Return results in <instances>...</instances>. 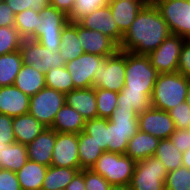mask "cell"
Returning <instances> with one entry per match:
<instances>
[{"label":"cell","mask_w":190,"mask_h":190,"mask_svg":"<svg viewBox=\"0 0 190 190\" xmlns=\"http://www.w3.org/2000/svg\"><path fill=\"white\" fill-rule=\"evenodd\" d=\"M165 188L167 190H190V169L182 166L169 171L165 180Z\"/></svg>","instance_id":"cell-40"},{"label":"cell","mask_w":190,"mask_h":190,"mask_svg":"<svg viewBox=\"0 0 190 190\" xmlns=\"http://www.w3.org/2000/svg\"><path fill=\"white\" fill-rule=\"evenodd\" d=\"M51 165L55 167L80 168L78 134L56 132Z\"/></svg>","instance_id":"cell-15"},{"label":"cell","mask_w":190,"mask_h":190,"mask_svg":"<svg viewBox=\"0 0 190 190\" xmlns=\"http://www.w3.org/2000/svg\"><path fill=\"white\" fill-rule=\"evenodd\" d=\"M23 64L46 74L50 69L64 67L65 61L59 50L51 51L35 40L25 39L19 48Z\"/></svg>","instance_id":"cell-10"},{"label":"cell","mask_w":190,"mask_h":190,"mask_svg":"<svg viewBox=\"0 0 190 190\" xmlns=\"http://www.w3.org/2000/svg\"><path fill=\"white\" fill-rule=\"evenodd\" d=\"M47 166L28 160L16 172L21 190H42Z\"/></svg>","instance_id":"cell-27"},{"label":"cell","mask_w":190,"mask_h":190,"mask_svg":"<svg viewBox=\"0 0 190 190\" xmlns=\"http://www.w3.org/2000/svg\"><path fill=\"white\" fill-rule=\"evenodd\" d=\"M13 85L29 97L34 96L46 87L45 74L30 65L23 64Z\"/></svg>","instance_id":"cell-25"},{"label":"cell","mask_w":190,"mask_h":190,"mask_svg":"<svg viewBox=\"0 0 190 190\" xmlns=\"http://www.w3.org/2000/svg\"><path fill=\"white\" fill-rule=\"evenodd\" d=\"M56 140V131L45 128L27 147L28 160L51 166L53 147Z\"/></svg>","instance_id":"cell-19"},{"label":"cell","mask_w":190,"mask_h":190,"mask_svg":"<svg viewBox=\"0 0 190 190\" xmlns=\"http://www.w3.org/2000/svg\"><path fill=\"white\" fill-rule=\"evenodd\" d=\"M41 25L36 28L35 41L51 51H58L61 43V31L69 22L68 16L49 5L39 8Z\"/></svg>","instance_id":"cell-6"},{"label":"cell","mask_w":190,"mask_h":190,"mask_svg":"<svg viewBox=\"0 0 190 190\" xmlns=\"http://www.w3.org/2000/svg\"><path fill=\"white\" fill-rule=\"evenodd\" d=\"M159 139L138 130V132L128 141L126 155L135 162L154 156L158 147Z\"/></svg>","instance_id":"cell-22"},{"label":"cell","mask_w":190,"mask_h":190,"mask_svg":"<svg viewBox=\"0 0 190 190\" xmlns=\"http://www.w3.org/2000/svg\"><path fill=\"white\" fill-rule=\"evenodd\" d=\"M104 151L84 130L78 134L80 169H91Z\"/></svg>","instance_id":"cell-29"},{"label":"cell","mask_w":190,"mask_h":190,"mask_svg":"<svg viewBox=\"0 0 190 190\" xmlns=\"http://www.w3.org/2000/svg\"><path fill=\"white\" fill-rule=\"evenodd\" d=\"M59 52L65 63L85 53L78 39V23L68 22L62 29Z\"/></svg>","instance_id":"cell-28"},{"label":"cell","mask_w":190,"mask_h":190,"mask_svg":"<svg viewBox=\"0 0 190 190\" xmlns=\"http://www.w3.org/2000/svg\"><path fill=\"white\" fill-rule=\"evenodd\" d=\"M166 21L171 34L190 36V0H151Z\"/></svg>","instance_id":"cell-9"},{"label":"cell","mask_w":190,"mask_h":190,"mask_svg":"<svg viewBox=\"0 0 190 190\" xmlns=\"http://www.w3.org/2000/svg\"><path fill=\"white\" fill-rule=\"evenodd\" d=\"M23 65L20 51L0 56V87L11 86Z\"/></svg>","instance_id":"cell-31"},{"label":"cell","mask_w":190,"mask_h":190,"mask_svg":"<svg viewBox=\"0 0 190 190\" xmlns=\"http://www.w3.org/2000/svg\"><path fill=\"white\" fill-rule=\"evenodd\" d=\"M106 59L96 54L84 53L73 61L66 62L65 67L73 81V90L93 87L94 76L100 64Z\"/></svg>","instance_id":"cell-13"},{"label":"cell","mask_w":190,"mask_h":190,"mask_svg":"<svg viewBox=\"0 0 190 190\" xmlns=\"http://www.w3.org/2000/svg\"><path fill=\"white\" fill-rule=\"evenodd\" d=\"M75 0H50V5L64 12L67 16L71 13Z\"/></svg>","instance_id":"cell-50"},{"label":"cell","mask_w":190,"mask_h":190,"mask_svg":"<svg viewBox=\"0 0 190 190\" xmlns=\"http://www.w3.org/2000/svg\"><path fill=\"white\" fill-rule=\"evenodd\" d=\"M178 72L190 78V42L186 39L178 60Z\"/></svg>","instance_id":"cell-46"},{"label":"cell","mask_w":190,"mask_h":190,"mask_svg":"<svg viewBox=\"0 0 190 190\" xmlns=\"http://www.w3.org/2000/svg\"><path fill=\"white\" fill-rule=\"evenodd\" d=\"M173 119L176 129L188 130L190 127V107L186 102L177 105L168 111Z\"/></svg>","instance_id":"cell-41"},{"label":"cell","mask_w":190,"mask_h":190,"mask_svg":"<svg viewBox=\"0 0 190 190\" xmlns=\"http://www.w3.org/2000/svg\"><path fill=\"white\" fill-rule=\"evenodd\" d=\"M170 35L166 21L150 0L138 12L131 27L123 35L119 50L148 55Z\"/></svg>","instance_id":"cell-1"},{"label":"cell","mask_w":190,"mask_h":190,"mask_svg":"<svg viewBox=\"0 0 190 190\" xmlns=\"http://www.w3.org/2000/svg\"><path fill=\"white\" fill-rule=\"evenodd\" d=\"M85 121L81 114L65 103L56 113L51 129L59 133L79 134L85 128Z\"/></svg>","instance_id":"cell-24"},{"label":"cell","mask_w":190,"mask_h":190,"mask_svg":"<svg viewBox=\"0 0 190 190\" xmlns=\"http://www.w3.org/2000/svg\"><path fill=\"white\" fill-rule=\"evenodd\" d=\"M149 1L109 0V8L118 29L124 35L131 27L138 12Z\"/></svg>","instance_id":"cell-21"},{"label":"cell","mask_w":190,"mask_h":190,"mask_svg":"<svg viewBox=\"0 0 190 190\" xmlns=\"http://www.w3.org/2000/svg\"><path fill=\"white\" fill-rule=\"evenodd\" d=\"M0 190H21L16 172L0 168Z\"/></svg>","instance_id":"cell-44"},{"label":"cell","mask_w":190,"mask_h":190,"mask_svg":"<svg viewBox=\"0 0 190 190\" xmlns=\"http://www.w3.org/2000/svg\"><path fill=\"white\" fill-rule=\"evenodd\" d=\"M109 4V0H75L73 9L68 15L69 23H78L85 16L98 8Z\"/></svg>","instance_id":"cell-38"},{"label":"cell","mask_w":190,"mask_h":190,"mask_svg":"<svg viewBox=\"0 0 190 190\" xmlns=\"http://www.w3.org/2000/svg\"><path fill=\"white\" fill-rule=\"evenodd\" d=\"M138 128L159 140L169 139L176 130L169 113L152 106L138 115Z\"/></svg>","instance_id":"cell-14"},{"label":"cell","mask_w":190,"mask_h":190,"mask_svg":"<svg viewBox=\"0 0 190 190\" xmlns=\"http://www.w3.org/2000/svg\"><path fill=\"white\" fill-rule=\"evenodd\" d=\"M23 40L15 26L0 27V56L18 51Z\"/></svg>","instance_id":"cell-39"},{"label":"cell","mask_w":190,"mask_h":190,"mask_svg":"<svg viewBox=\"0 0 190 190\" xmlns=\"http://www.w3.org/2000/svg\"><path fill=\"white\" fill-rule=\"evenodd\" d=\"M13 117L0 114V142L6 144H13L16 142L13 132Z\"/></svg>","instance_id":"cell-43"},{"label":"cell","mask_w":190,"mask_h":190,"mask_svg":"<svg viewBox=\"0 0 190 190\" xmlns=\"http://www.w3.org/2000/svg\"><path fill=\"white\" fill-rule=\"evenodd\" d=\"M118 94L103 88H95L98 118L109 119L118 105Z\"/></svg>","instance_id":"cell-36"},{"label":"cell","mask_w":190,"mask_h":190,"mask_svg":"<svg viewBox=\"0 0 190 190\" xmlns=\"http://www.w3.org/2000/svg\"><path fill=\"white\" fill-rule=\"evenodd\" d=\"M78 39L85 53L102 57L114 55L119 46L109 37L97 30L84 28L78 23Z\"/></svg>","instance_id":"cell-17"},{"label":"cell","mask_w":190,"mask_h":190,"mask_svg":"<svg viewBox=\"0 0 190 190\" xmlns=\"http://www.w3.org/2000/svg\"><path fill=\"white\" fill-rule=\"evenodd\" d=\"M65 104V94L44 87L30 97L29 114L34 116L46 128H51L56 113Z\"/></svg>","instance_id":"cell-11"},{"label":"cell","mask_w":190,"mask_h":190,"mask_svg":"<svg viewBox=\"0 0 190 190\" xmlns=\"http://www.w3.org/2000/svg\"><path fill=\"white\" fill-rule=\"evenodd\" d=\"M136 162L126 154L103 152L91 168L111 185L130 184Z\"/></svg>","instance_id":"cell-5"},{"label":"cell","mask_w":190,"mask_h":190,"mask_svg":"<svg viewBox=\"0 0 190 190\" xmlns=\"http://www.w3.org/2000/svg\"><path fill=\"white\" fill-rule=\"evenodd\" d=\"M132 107L136 114L148 110L151 107L150 97L146 93L127 91L125 87L118 94V105Z\"/></svg>","instance_id":"cell-35"},{"label":"cell","mask_w":190,"mask_h":190,"mask_svg":"<svg viewBox=\"0 0 190 190\" xmlns=\"http://www.w3.org/2000/svg\"><path fill=\"white\" fill-rule=\"evenodd\" d=\"M189 78L180 72L159 74L150 98L152 107L166 112L186 101Z\"/></svg>","instance_id":"cell-3"},{"label":"cell","mask_w":190,"mask_h":190,"mask_svg":"<svg viewBox=\"0 0 190 190\" xmlns=\"http://www.w3.org/2000/svg\"><path fill=\"white\" fill-rule=\"evenodd\" d=\"M8 6L11 8V10L14 12V14L21 13L24 10L32 9L33 3L31 0H3Z\"/></svg>","instance_id":"cell-48"},{"label":"cell","mask_w":190,"mask_h":190,"mask_svg":"<svg viewBox=\"0 0 190 190\" xmlns=\"http://www.w3.org/2000/svg\"><path fill=\"white\" fill-rule=\"evenodd\" d=\"M15 14L3 0H0V27L14 26Z\"/></svg>","instance_id":"cell-47"},{"label":"cell","mask_w":190,"mask_h":190,"mask_svg":"<svg viewBox=\"0 0 190 190\" xmlns=\"http://www.w3.org/2000/svg\"><path fill=\"white\" fill-rule=\"evenodd\" d=\"M80 168L49 166L44 178L42 190L65 189Z\"/></svg>","instance_id":"cell-30"},{"label":"cell","mask_w":190,"mask_h":190,"mask_svg":"<svg viewBox=\"0 0 190 190\" xmlns=\"http://www.w3.org/2000/svg\"><path fill=\"white\" fill-rule=\"evenodd\" d=\"M185 102L190 107V78H189V82H188L187 95H186V101Z\"/></svg>","instance_id":"cell-54"},{"label":"cell","mask_w":190,"mask_h":190,"mask_svg":"<svg viewBox=\"0 0 190 190\" xmlns=\"http://www.w3.org/2000/svg\"><path fill=\"white\" fill-rule=\"evenodd\" d=\"M65 190H86L84 180V169L78 171Z\"/></svg>","instance_id":"cell-49"},{"label":"cell","mask_w":190,"mask_h":190,"mask_svg":"<svg viewBox=\"0 0 190 190\" xmlns=\"http://www.w3.org/2000/svg\"><path fill=\"white\" fill-rule=\"evenodd\" d=\"M40 25L39 8L27 9L15 15L14 26L24 40H34L36 28Z\"/></svg>","instance_id":"cell-32"},{"label":"cell","mask_w":190,"mask_h":190,"mask_svg":"<svg viewBox=\"0 0 190 190\" xmlns=\"http://www.w3.org/2000/svg\"><path fill=\"white\" fill-rule=\"evenodd\" d=\"M110 190H131L130 184L126 185H112Z\"/></svg>","instance_id":"cell-53"},{"label":"cell","mask_w":190,"mask_h":190,"mask_svg":"<svg viewBox=\"0 0 190 190\" xmlns=\"http://www.w3.org/2000/svg\"><path fill=\"white\" fill-rule=\"evenodd\" d=\"M33 3V8H40L50 5V0H31Z\"/></svg>","instance_id":"cell-52"},{"label":"cell","mask_w":190,"mask_h":190,"mask_svg":"<svg viewBox=\"0 0 190 190\" xmlns=\"http://www.w3.org/2000/svg\"><path fill=\"white\" fill-rule=\"evenodd\" d=\"M138 130V114L134 109L117 106L107 119V152L125 154L129 139Z\"/></svg>","instance_id":"cell-2"},{"label":"cell","mask_w":190,"mask_h":190,"mask_svg":"<svg viewBox=\"0 0 190 190\" xmlns=\"http://www.w3.org/2000/svg\"><path fill=\"white\" fill-rule=\"evenodd\" d=\"M46 87L57 90L61 93H69L73 90V81L67 68L60 67L56 69H50L45 74Z\"/></svg>","instance_id":"cell-34"},{"label":"cell","mask_w":190,"mask_h":190,"mask_svg":"<svg viewBox=\"0 0 190 190\" xmlns=\"http://www.w3.org/2000/svg\"><path fill=\"white\" fill-rule=\"evenodd\" d=\"M170 140L182 153L190 148V133L188 130L176 129L171 134Z\"/></svg>","instance_id":"cell-45"},{"label":"cell","mask_w":190,"mask_h":190,"mask_svg":"<svg viewBox=\"0 0 190 190\" xmlns=\"http://www.w3.org/2000/svg\"><path fill=\"white\" fill-rule=\"evenodd\" d=\"M27 161L26 145L17 142L13 144L0 142V168L17 172Z\"/></svg>","instance_id":"cell-26"},{"label":"cell","mask_w":190,"mask_h":190,"mask_svg":"<svg viewBox=\"0 0 190 190\" xmlns=\"http://www.w3.org/2000/svg\"><path fill=\"white\" fill-rule=\"evenodd\" d=\"M84 180L86 190H110L111 184L92 169H84Z\"/></svg>","instance_id":"cell-42"},{"label":"cell","mask_w":190,"mask_h":190,"mask_svg":"<svg viewBox=\"0 0 190 190\" xmlns=\"http://www.w3.org/2000/svg\"><path fill=\"white\" fill-rule=\"evenodd\" d=\"M186 40H187L188 42H190V36H189L188 38H186Z\"/></svg>","instance_id":"cell-56"},{"label":"cell","mask_w":190,"mask_h":190,"mask_svg":"<svg viewBox=\"0 0 190 190\" xmlns=\"http://www.w3.org/2000/svg\"><path fill=\"white\" fill-rule=\"evenodd\" d=\"M167 174L165 166L155 156L138 161L130 182L131 190H162Z\"/></svg>","instance_id":"cell-7"},{"label":"cell","mask_w":190,"mask_h":190,"mask_svg":"<svg viewBox=\"0 0 190 190\" xmlns=\"http://www.w3.org/2000/svg\"><path fill=\"white\" fill-rule=\"evenodd\" d=\"M182 165H183V167L190 169V148L183 153Z\"/></svg>","instance_id":"cell-51"},{"label":"cell","mask_w":190,"mask_h":190,"mask_svg":"<svg viewBox=\"0 0 190 190\" xmlns=\"http://www.w3.org/2000/svg\"><path fill=\"white\" fill-rule=\"evenodd\" d=\"M185 38L171 34L147 56L159 74L178 72V60Z\"/></svg>","instance_id":"cell-12"},{"label":"cell","mask_w":190,"mask_h":190,"mask_svg":"<svg viewBox=\"0 0 190 190\" xmlns=\"http://www.w3.org/2000/svg\"><path fill=\"white\" fill-rule=\"evenodd\" d=\"M125 85L127 91L146 93L150 98L159 75L147 55L126 52Z\"/></svg>","instance_id":"cell-4"},{"label":"cell","mask_w":190,"mask_h":190,"mask_svg":"<svg viewBox=\"0 0 190 190\" xmlns=\"http://www.w3.org/2000/svg\"><path fill=\"white\" fill-rule=\"evenodd\" d=\"M12 127L16 142L26 146L46 128L29 113L13 117Z\"/></svg>","instance_id":"cell-23"},{"label":"cell","mask_w":190,"mask_h":190,"mask_svg":"<svg viewBox=\"0 0 190 190\" xmlns=\"http://www.w3.org/2000/svg\"><path fill=\"white\" fill-rule=\"evenodd\" d=\"M126 51L106 57L94 76L93 87L119 93L125 85Z\"/></svg>","instance_id":"cell-8"},{"label":"cell","mask_w":190,"mask_h":190,"mask_svg":"<svg viewBox=\"0 0 190 190\" xmlns=\"http://www.w3.org/2000/svg\"><path fill=\"white\" fill-rule=\"evenodd\" d=\"M30 97L14 85L0 87V114L11 117L29 113Z\"/></svg>","instance_id":"cell-18"},{"label":"cell","mask_w":190,"mask_h":190,"mask_svg":"<svg viewBox=\"0 0 190 190\" xmlns=\"http://www.w3.org/2000/svg\"><path fill=\"white\" fill-rule=\"evenodd\" d=\"M154 156L163 163L168 172L183 166V153L172 143L170 138L159 141Z\"/></svg>","instance_id":"cell-33"},{"label":"cell","mask_w":190,"mask_h":190,"mask_svg":"<svg viewBox=\"0 0 190 190\" xmlns=\"http://www.w3.org/2000/svg\"><path fill=\"white\" fill-rule=\"evenodd\" d=\"M65 103L81 114L85 120L98 118L94 87L71 90L65 94Z\"/></svg>","instance_id":"cell-20"},{"label":"cell","mask_w":190,"mask_h":190,"mask_svg":"<svg viewBox=\"0 0 190 190\" xmlns=\"http://www.w3.org/2000/svg\"><path fill=\"white\" fill-rule=\"evenodd\" d=\"M127 1H150V0H127Z\"/></svg>","instance_id":"cell-55"},{"label":"cell","mask_w":190,"mask_h":190,"mask_svg":"<svg viewBox=\"0 0 190 190\" xmlns=\"http://www.w3.org/2000/svg\"><path fill=\"white\" fill-rule=\"evenodd\" d=\"M84 131L92 137V140L107 152V119L95 118L85 121Z\"/></svg>","instance_id":"cell-37"},{"label":"cell","mask_w":190,"mask_h":190,"mask_svg":"<svg viewBox=\"0 0 190 190\" xmlns=\"http://www.w3.org/2000/svg\"><path fill=\"white\" fill-rule=\"evenodd\" d=\"M78 23L84 28L101 32L120 46L123 34L120 32L117 23L113 19L109 5L96 9Z\"/></svg>","instance_id":"cell-16"}]
</instances>
